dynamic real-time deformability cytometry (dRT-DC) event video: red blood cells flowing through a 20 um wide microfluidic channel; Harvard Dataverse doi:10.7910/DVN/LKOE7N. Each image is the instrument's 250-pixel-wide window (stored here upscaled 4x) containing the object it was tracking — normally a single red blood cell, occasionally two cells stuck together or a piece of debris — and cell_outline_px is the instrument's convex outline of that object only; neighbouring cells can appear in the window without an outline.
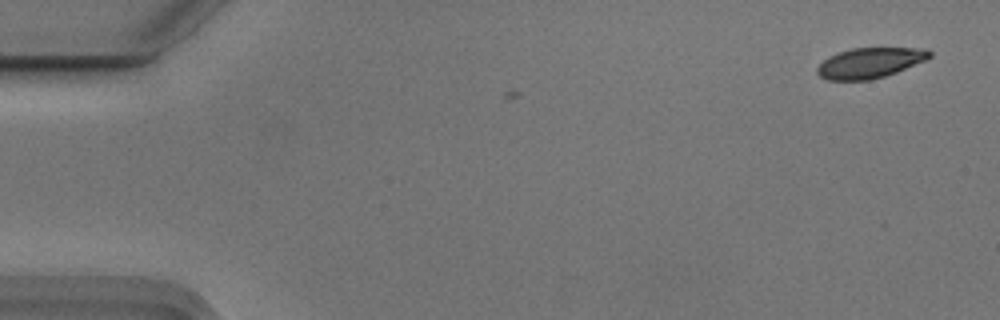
{"species": "Egyptian fruit bat (a non-hibernating species)", "species_latin": "Rousettus aegyptiacus", "temperature_condition": "cold", "stored_images_in_passage": 5, "camera_frame_rate_fps": 3000, "um_per_image_px": 0.085, "animal": {"sex": "male"}, "frame": {"image": 1, "passage_image": 1, "time_ms": 0.0, "image_size_px": [1000, 320], "cell_outline_px": [[932, 56], [924, 60], [896, 72], [884, 76], [868, 80], [828, 80], [820, 76], [816, 72], [816, 68], [828, 56], [836, 52], [852, 48], [924, 48], [932, 52]], "centroid_in_image_um": [73.9, 5.33], "position_along_channel_um": 11.1, "area_um2": 19.77}}